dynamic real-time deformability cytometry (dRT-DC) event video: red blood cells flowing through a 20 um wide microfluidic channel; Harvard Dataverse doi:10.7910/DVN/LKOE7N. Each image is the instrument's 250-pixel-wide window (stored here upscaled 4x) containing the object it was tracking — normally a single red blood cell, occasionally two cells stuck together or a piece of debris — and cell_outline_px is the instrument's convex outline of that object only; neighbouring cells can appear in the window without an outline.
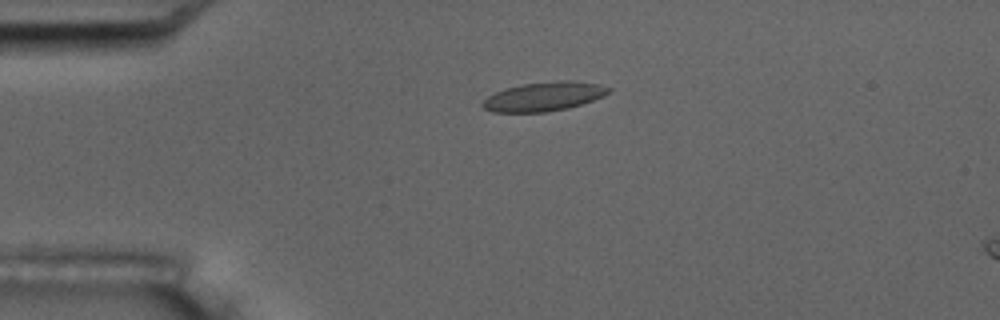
{"species": "common noctule bat (a hibernating species)", "species_latin": "Nyctalus noctula", "temperature_condition": "room temperature", "stored_images_in_passage": 4, "camera_frame_rate_fps": 3000, "um_per_image_px": 0.085, "animal": {"sex": "male", "body_mass_g": 17.5, "forearm_length_mm": 52.3}, "frame": {"image": 1, "passage_image": 3, "time_ms": 2.0, "image_size_px": [1000, 320], "cell_outline_px": [[612, 92], [604, 96], [568, 108], [544, 112], [492, 112], [484, 108], [480, 104], [488, 96], [504, 88], [524, 84], [556, 80], [572, 80], [600, 84], [612, 88]], "centroid_in_image_um": [46.26, 8.19], "position_along_channel_um": 38.7, "area_um2": 21.44}}